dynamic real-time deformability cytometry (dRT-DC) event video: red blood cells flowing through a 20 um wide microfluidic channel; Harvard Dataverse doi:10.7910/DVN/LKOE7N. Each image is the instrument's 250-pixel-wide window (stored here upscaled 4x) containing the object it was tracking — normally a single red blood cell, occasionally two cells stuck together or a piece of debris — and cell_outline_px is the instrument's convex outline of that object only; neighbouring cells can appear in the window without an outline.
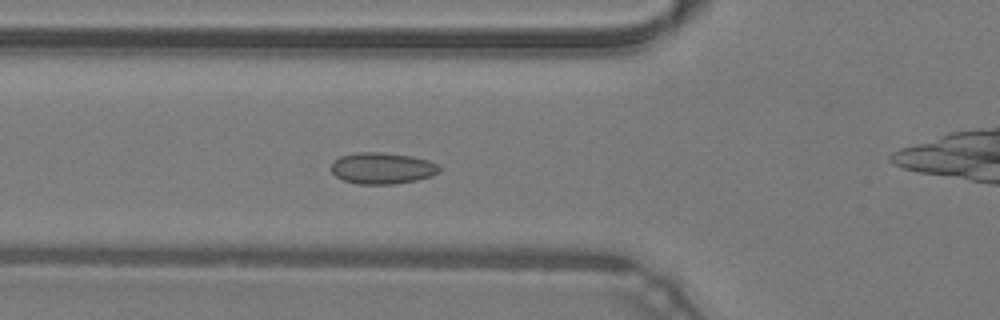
{"species": "common noctule bat (a hibernating species)", "species_latin": "Nyctalus noctula", "temperature_condition": "warm", "stored_images_in_passage": 34, "camera_frame_rate_fps": 3000, "um_per_image_px": 0.085, "animal": {"sex": "male", "body_mass_g": 19.2, "forearm_length_mm": 51.8}, "frame": {"image": 1, "passage_image": 9, "time_ms": 2.667, "image_size_px": [1000, 320], "cell_outline_px": [[440, 172], [432, 176], [416, 180], [396, 184], [356, 184], [344, 180], [336, 176], [332, 172], [332, 164], [340, 156], [356, 152], [380, 152], [412, 156], [428, 160], [436, 164], [440, 168]], "centroid_in_image_um": [32.5, 14.3], "position_along_channel_um": 93.3, "area_um2": 19.77}}
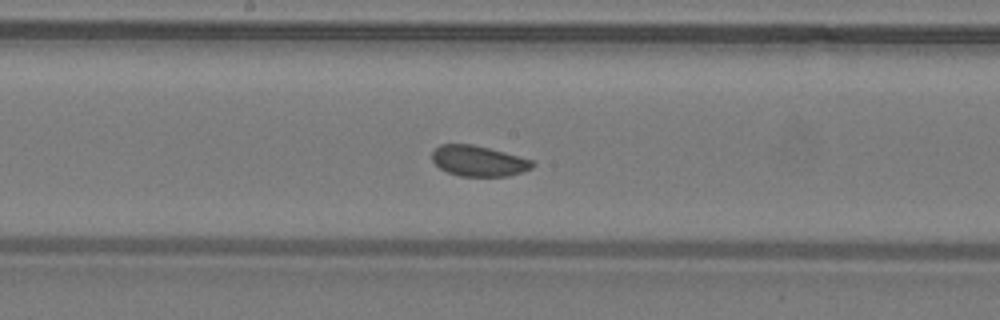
{"frame": {"image": 2, "passage_image": 17, "time_ms": 5.333, "image_size_px": [1000, 320], "cell_outline_px": [[536, 164], [532, 168], [508, 176], [460, 176], [448, 172], [440, 168], [432, 160], [432, 152], [440, 144], [472, 144], [504, 152], [532, 160]], "centroid_in_image_um": [40.67, 13.68], "position_along_channel_um": 207.5, "area_um2": 17.74}}
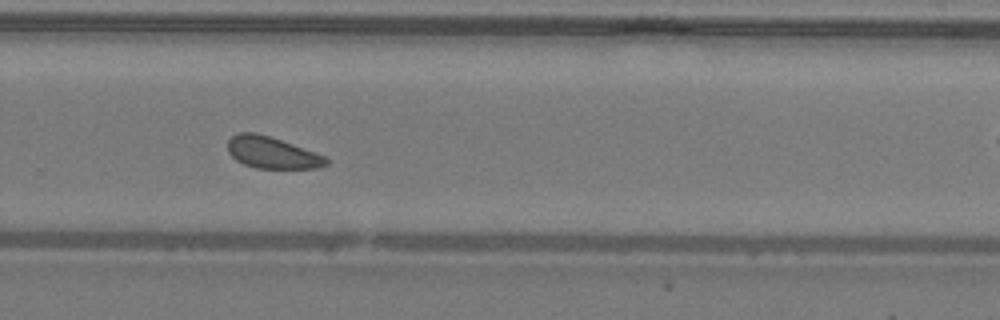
{"frame": {"image": 3, "passage_image": 24, "time_ms": 7.667, "image_size_px": [1000, 320], "cell_outline_px": [[332, 160], [328, 164], [320, 168], [256, 168], [244, 164], [236, 160], [228, 152], [228, 140], [232, 136], [240, 132], [256, 132], [292, 144], [324, 156]], "centroid_in_image_um": [23.13, 12.98], "position_along_channel_um": 306.7, "area_um2": 18.03}}